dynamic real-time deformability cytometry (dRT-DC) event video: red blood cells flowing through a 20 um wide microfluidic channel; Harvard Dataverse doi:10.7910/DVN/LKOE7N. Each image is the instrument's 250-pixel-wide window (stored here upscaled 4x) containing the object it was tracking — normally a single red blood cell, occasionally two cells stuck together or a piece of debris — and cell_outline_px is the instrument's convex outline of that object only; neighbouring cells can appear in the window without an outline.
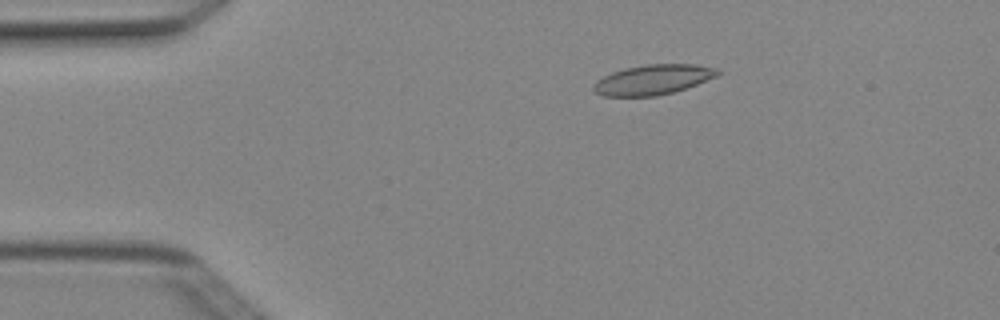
{"species": "Egyptian fruit bat (a non-hibernating species)", "species_latin": "Rousettus aegyptiacus", "temperature_condition": "cold", "stored_images_in_passage": 4, "camera_frame_rate_fps": 3000, "um_per_image_px": 0.085, "animal": {"sex": "female"}, "frame": {"image": 1, "passage_image": 3, "time_ms": 0.667, "image_size_px": [1000, 320], "cell_outline_px": [[720, 72], [716, 76], [696, 84], [672, 92], [656, 96], [604, 96], [596, 92], [592, 88], [596, 80], [612, 72], [624, 68], [644, 64], [696, 64], [720, 68]], "centroid_in_image_um": [55.5, 6.75], "position_along_channel_um": 29.5, "area_um2": 21.62}}